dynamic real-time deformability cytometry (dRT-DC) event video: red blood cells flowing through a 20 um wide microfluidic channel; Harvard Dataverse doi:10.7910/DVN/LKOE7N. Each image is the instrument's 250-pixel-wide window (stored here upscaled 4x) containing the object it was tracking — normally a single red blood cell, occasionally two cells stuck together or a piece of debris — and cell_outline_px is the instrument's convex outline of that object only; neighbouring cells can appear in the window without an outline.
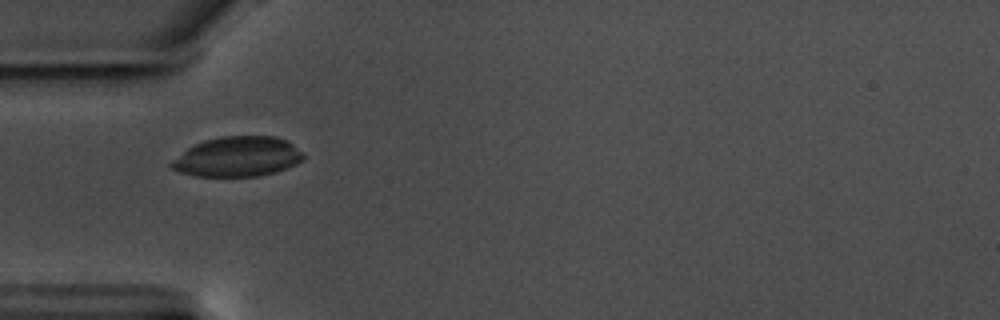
{"species": "common noctule bat (a hibernating species)", "species_latin": "Nyctalus noctula", "temperature_condition": "warm", "stored_images_in_passage": 10, "camera_frame_rate_fps": 3000, "um_per_image_px": 0.085, "animal": {"sex": "male", "body_mass_g": 17.5, "forearm_length_mm": 52.3}, "frame": {"image": 1, "passage_image": 1, "time_ms": 0.0, "image_size_px": [1000, 320], "cell_outline_px": [[304, 160], [296, 164], [276, 172], [256, 176], [196, 176], [180, 172], [172, 168], [168, 164], [172, 160], [188, 148], [204, 140], [220, 136], [276, 136], [288, 140], [304, 152]], "centroid_in_image_um": [20.23, 13.31], "position_along_channel_um": 64.8, "area_um2": 30.87}}